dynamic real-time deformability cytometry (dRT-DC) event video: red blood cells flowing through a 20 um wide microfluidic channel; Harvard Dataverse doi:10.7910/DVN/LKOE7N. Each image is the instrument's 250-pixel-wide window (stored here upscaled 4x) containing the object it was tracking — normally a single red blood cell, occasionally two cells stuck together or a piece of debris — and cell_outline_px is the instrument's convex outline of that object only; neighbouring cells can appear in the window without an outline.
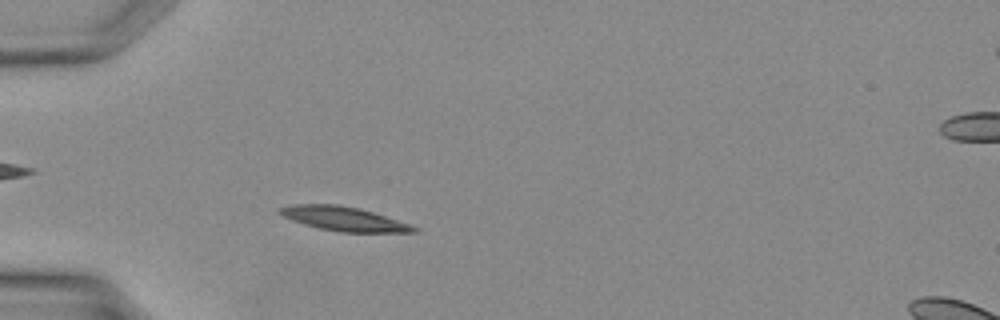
{"species": "Egyptian fruit bat (a non-hibernating species)", "species_latin": "Rousettus aegyptiacus", "temperature_condition": "warm", "stored_images_in_passage": 33, "camera_frame_rate_fps": 3000, "um_per_image_px": 0.085, "animal": {"sex": "female"}, "frame": {"image": 1, "passage_image": 7, "time_ms": 2.0, "image_size_px": [1000, 320], "cell_outline_px": [[420, 232], [340, 232], [320, 228], [304, 224], [292, 220], [276, 212], [280, 208], [292, 204], [336, 204], [356, 208], [372, 212], [412, 224], [420, 228]], "centroid_in_image_um": [29.26, 18.6], "position_along_channel_um": 55.7, "area_um2": 18.79}}
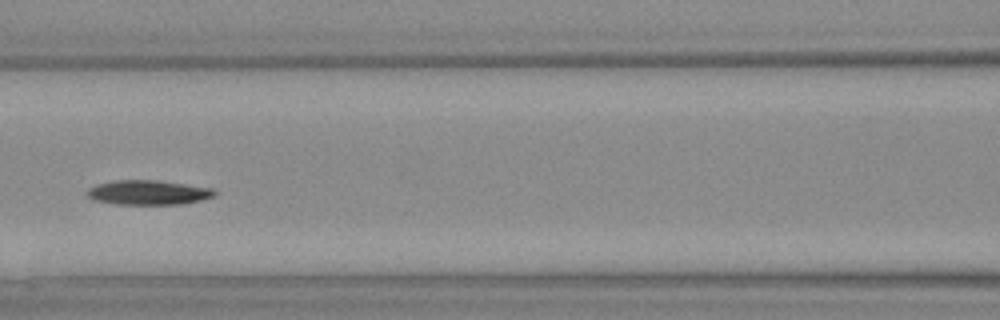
{"frame": {"image": 2, "passage_image": 13, "time_ms": 4.0, "image_size_px": [1000, 320], "cell_outline_px": [[216, 192], [212, 196], [200, 200], [180, 204], [116, 204], [92, 200], [84, 192], [88, 188], [96, 184], [116, 180], [156, 180], [212, 188]], "centroid_in_image_um": [12.51, 16.36], "position_along_channel_um": 154.1, "area_um2": 18.15}}
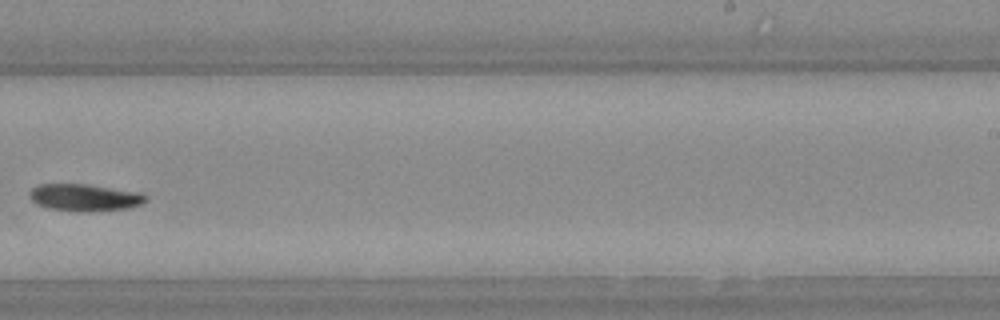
{"frame": {"image": 3, "passage_image": 20, "time_ms": 6.333, "image_size_px": [1000, 320], "cell_outline_px": [[148, 200], [140, 204], [128, 208], [84, 212], [80, 212], [48, 208], [36, 204], [28, 196], [28, 192], [32, 188], [40, 184], [88, 184], [144, 192], [148, 196]], "centroid_in_image_um": [7.22, 16.78], "position_along_channel_um": 281.8, "area_um2": 18.67}}